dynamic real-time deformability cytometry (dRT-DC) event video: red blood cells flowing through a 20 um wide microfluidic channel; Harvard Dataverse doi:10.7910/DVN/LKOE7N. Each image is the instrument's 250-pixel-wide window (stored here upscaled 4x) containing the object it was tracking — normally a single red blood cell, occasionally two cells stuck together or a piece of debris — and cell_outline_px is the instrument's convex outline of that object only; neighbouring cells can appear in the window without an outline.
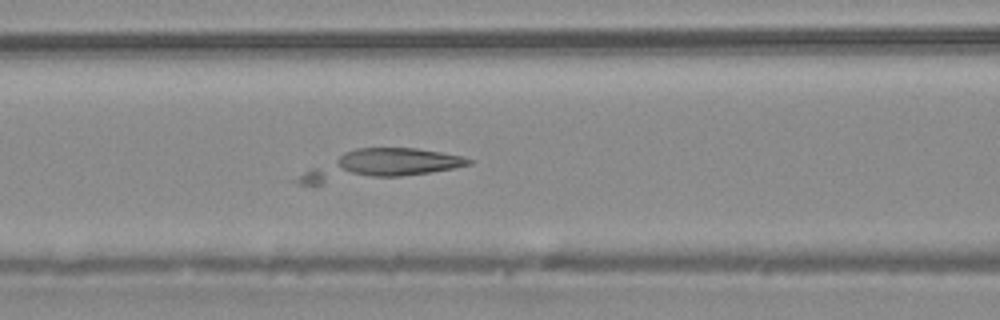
{"species": "common noctule bat (a hibernating species)", "species_latin": "Nyctalus noctula", "temperature_condition": "warm", "stored_images_in_passage": 46, "camera_frame_rate_fps": 3000, "um_per_image_px": 0.085, "animal": {"sex": "male", "body_mass_g": 20.4}, "frame": {"image": 1, "passage_image": 21, "time_ms": 6.667, "image_size_px": [1000, 320], "cell_outline_px": [[476, 160], [472, 164], [452, 168], [428, 172], [400, 176], [312, 188], [300, 184], [296, 180], [304, 172], [344, 152], [356, 148], [416, 148], [440, 152], [460, 156]], "centroid_in_image_um": [32.17, 14.07], "position_along_channel_um": 134.4, "area_um2": 29.77}}
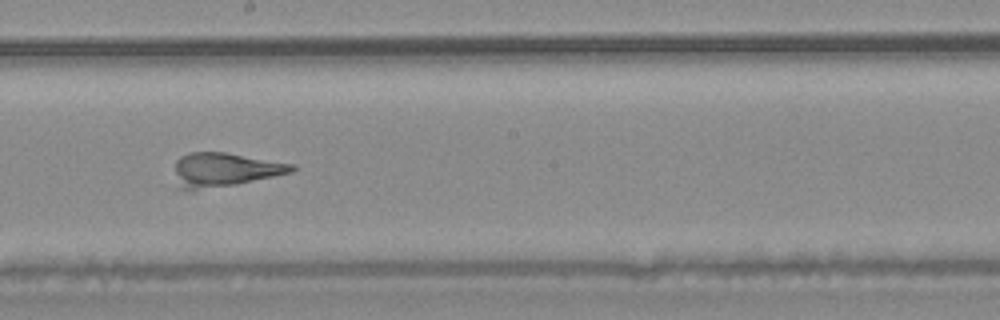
{"frame": {"image": 2, "passage_image": 28, "time_ms": 9.0, "image_size_px": [1000, 320], "cell_outline_px": [[300, 168], [292, 172], [236, 184], [192, 192], [188, 192], [180, 188], [176, 172], [176, 160], [180, 156], [188, 152], [224, 152], [296, 164]], "centroid_in_image_um": [19.11, 14.43], "position_along_channel_um": 229.1, "area_um2": 23.35}}
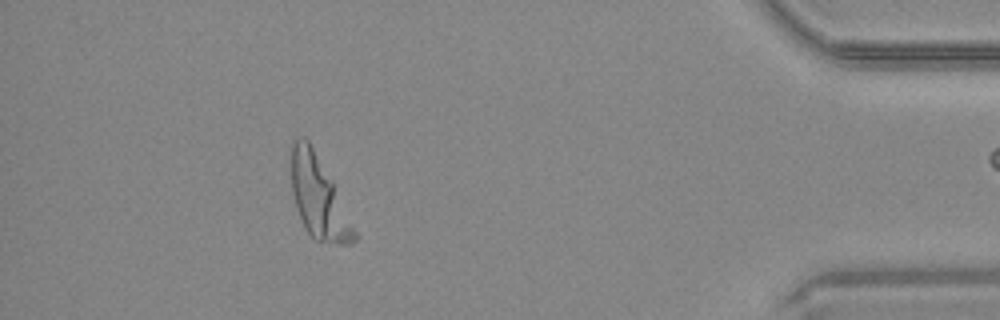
{"frame": {"image": 3, "passage_image": 45, "time_ms": 14.667, "image_size_px": [1000, 320], "cell_outline_px": [[356, 240], [352, 244], [340, 244], [316, 240], [304, 228], [296, 208], [292, 192], [288, 160], [292, 140], [296, 136], [304, 136], [308, 140], [332, 180], [356, 232]], "centroid_in_image_um": [27.0, 16.7], "position_along_channel_um": 408.2, "area_um2": 30.23}}